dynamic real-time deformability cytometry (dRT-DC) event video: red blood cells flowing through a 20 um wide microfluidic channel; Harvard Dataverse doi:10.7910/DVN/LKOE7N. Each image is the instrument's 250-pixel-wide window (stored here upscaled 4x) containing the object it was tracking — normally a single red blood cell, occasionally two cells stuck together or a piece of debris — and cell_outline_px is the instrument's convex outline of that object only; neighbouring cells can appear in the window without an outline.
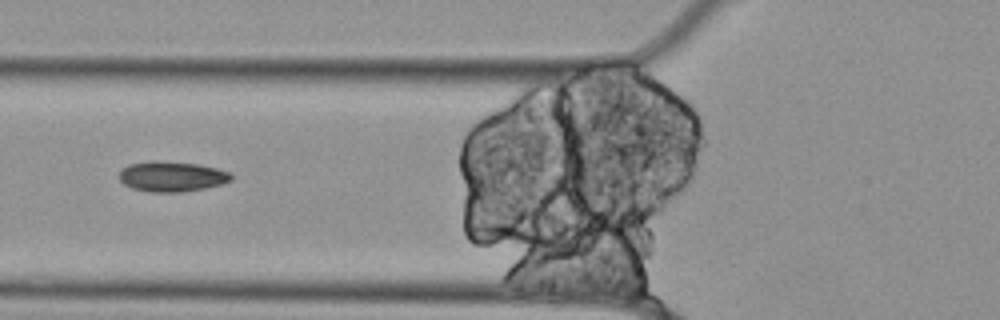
{"species": "Egyptian fruit bat (a non-hibernating species)", "species_latin": "Rousettus aegyptiacus", "temperature_condition": "cold", "stored_images_in_passage": 41, "segment_of_instrument_passage": [2, 2], "camera_frame_rate_fps": 3000, "um_per_image_px": 0.085, "animal": {"sex": "female"}, "frame": {"image": 1, "passage_image": 12, "time_ms": 3.667, "image_size_px": [1000, 320], "cell_outline_px": [[232, 180], [220, 184], [204, 188], [184, 192], [148, 192], [132, 188], [124, 184], [120, 180], [120, 172], [128, 164], [148, 160], [156, 160], [200, 164], [216, 168], [228, 172], [232, 176]], "centroid_in_image_um": [14.58, 14.99], "position_along_channel_um": 111.2, "area_um2": 19.83}}
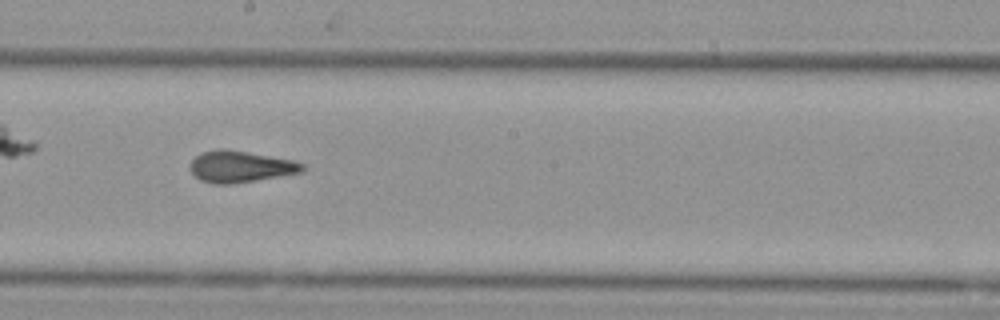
{"frame": {"image": 2, "passage_image": 22, "time_ms": 7.0, "image_size_px": [1000, 320], "cell_outline_px": [[304, 168], [300, 172], [256, 180], [232, 184], [216, 184], [200, 180], [192, 172], [192, 160], [200, 152], [216, 148], [224, 148], [248, 152], [292, 160], [304, 164]], "centroid_in_image_um": [20.4, 14.15], "position_along_channel_um": 227.8, "area_um2": 20.35}}
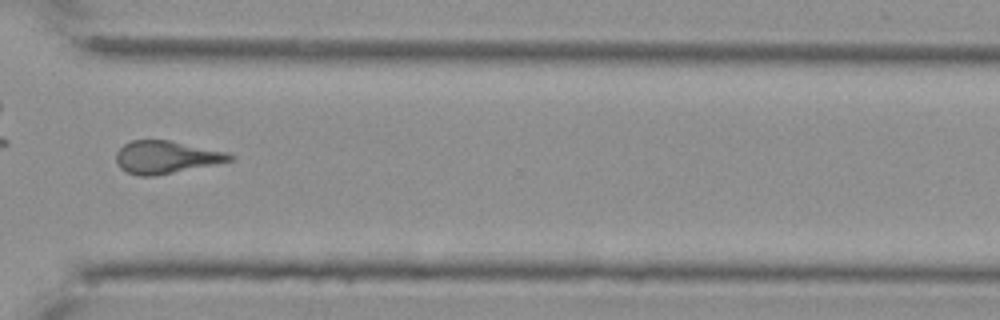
{"frame": {"image": 3, "passage_image": 33, "time_ms": 10.667, "image_size_px": [1000, 320], "cell_outline_px": [[236, 156], [232, 160], [156, 176], [136, 176], [120, 168], [116, 164], [116, 152], [124, 144], [132, 140], [168, 140], [228, 152]], "centroid_in_image_um": [14.09, 13.36], "position_along_channel_um": 356.5, "area_um2": 21.56}}